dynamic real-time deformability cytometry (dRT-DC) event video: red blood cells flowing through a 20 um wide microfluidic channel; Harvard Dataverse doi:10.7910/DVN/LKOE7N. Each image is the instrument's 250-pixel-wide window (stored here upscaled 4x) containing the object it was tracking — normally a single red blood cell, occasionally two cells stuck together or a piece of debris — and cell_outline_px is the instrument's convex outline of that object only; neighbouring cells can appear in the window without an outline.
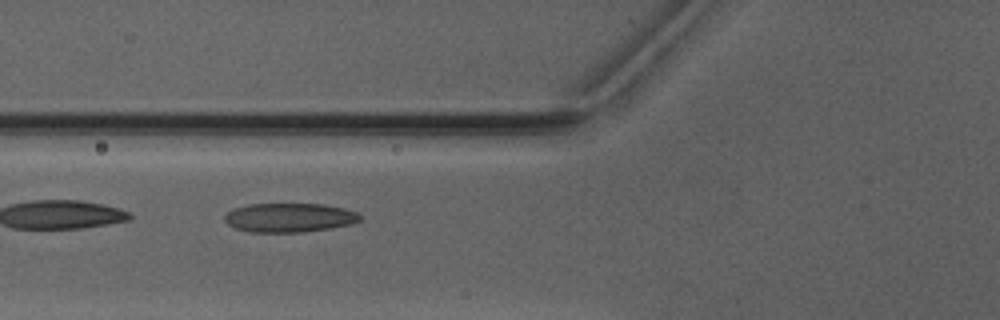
{"species": "Egyptian fruit bat (a non-hibernating species)", "species_latin": "Rousettus aegyptiacus", "temperature_condition": "warm", "stored_images_in_passage": 5, "camera_frame_rate_fps": 3000, "um_per_image_px": 0.085, "animal": {"sex": "male"}, "frame": {"image": 1, "passage_image": 5, "time_ms": 4.667, "image_size_px": [1000, 320], "cell_outline_px": [[360, 220], [352, 224], [328, 228], [300, 232], [252, 232], [236, 228], [228, 224], [224, 220], [224, 216], [232, 208], [248, 204], [324, 204], [344, 208], [356, 212], [360, 216]], "centroid_in_image_um": [24.57, 18.49], "position_along_channel_um": 101.2, "area_um2": 22.83}}